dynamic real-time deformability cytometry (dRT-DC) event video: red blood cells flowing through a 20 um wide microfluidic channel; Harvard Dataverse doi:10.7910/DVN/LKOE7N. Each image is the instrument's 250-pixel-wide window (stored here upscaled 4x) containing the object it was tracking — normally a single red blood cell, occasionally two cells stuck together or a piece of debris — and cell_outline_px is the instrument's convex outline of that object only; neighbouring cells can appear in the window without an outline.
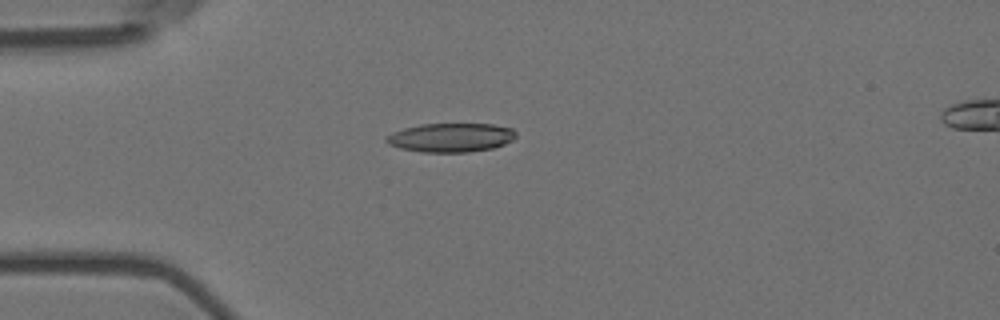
{"species": "Egyptian fruit bat (a non-hibernating species)", "species_latin": "Rousettus aegyptiacus", "temperature_condition": "room temperature", "stored_images_in_passage": 3, "camera_frame_rate_fps": 3000, "um_per_image_px": 0.085, "animal": {"sex": "female"}, "frame": {"image": 1, "passage_image": 2, "time_ms": 0.333, "image_size_px": [1000, 320], "cell_outline_px": [[516, 136], [512, 140], [504, 144], [492, 148], [468, 152], [420, 152], [400, 148], [388, 144], [384, 140], [392, 132], [404, 128], [420, 124], [492, 124], [512, 128], [516, 132]], "centroid_in_image_um": [38.32, 11.69], "position_along_channel_um": 46.7, "area_um2": 21.85}}